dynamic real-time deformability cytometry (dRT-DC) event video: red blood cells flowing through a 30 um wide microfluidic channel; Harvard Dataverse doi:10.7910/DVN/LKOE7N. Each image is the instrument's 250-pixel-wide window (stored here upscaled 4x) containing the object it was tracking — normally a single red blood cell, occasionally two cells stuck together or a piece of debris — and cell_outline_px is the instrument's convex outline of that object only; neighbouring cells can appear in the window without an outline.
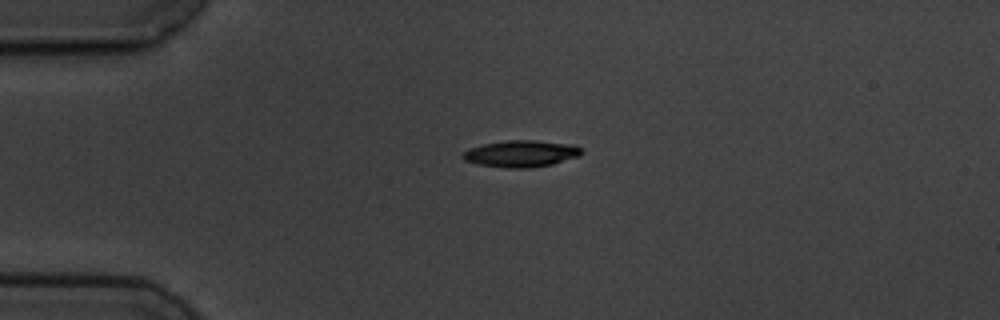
{"species": "common noctule bat (a hibernating species)", "species_latin": "Nyctalus noctula", "temperature_condition": "cold", "stored_images_in_passage": 3, "camera_frame_rate_fps": 3000, "um_per_image_px": 0.085, "animal": {"sex": "male", "body_mass_g": 19.5, "forearm_length_mm": 54.6}, "frame": {"image": 1, "passage_image": 1, "time_ms": 0.0, "image_size_px": [1000, 320], "cell_outline_px": [[584, 152], [580, 156], [552, 164], [528, 168], [508, 168], [480, 164], [464, 160], [460, 156], [468, 148], [484, 144], [508, 140], [536, 140], [576, 144]], "centroid_in_image_um": [44.33, 13.05], "position_along_channel_um": 40.7, "area_um2": 18.55}}
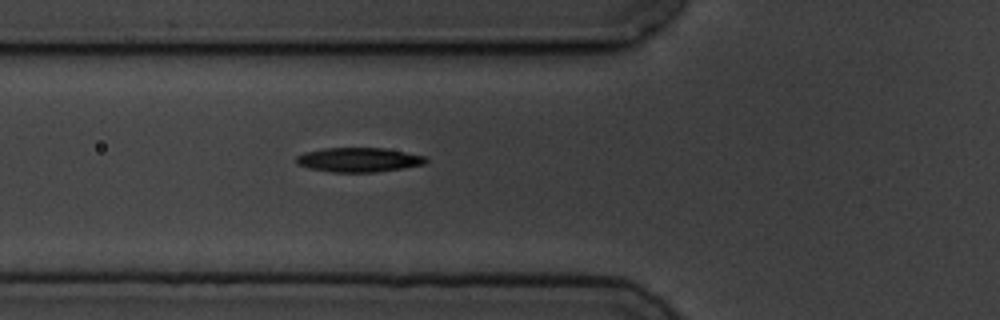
{"frame": {"image": 2, "passage_image": 3, "time_ms": 2.333, "image_size_px": [1000, 320], "cell_outline_px": [[428, 164], [376, 172], [332, 172], [308, 168], [296, 164], [296, 156], [304, 152], [324, 148], [384, 148], [428, 156]], "centroid_in_image_um": [30.52, 13.58], "position_along_channel_um": 95.3, "area_um2": 18.61}}